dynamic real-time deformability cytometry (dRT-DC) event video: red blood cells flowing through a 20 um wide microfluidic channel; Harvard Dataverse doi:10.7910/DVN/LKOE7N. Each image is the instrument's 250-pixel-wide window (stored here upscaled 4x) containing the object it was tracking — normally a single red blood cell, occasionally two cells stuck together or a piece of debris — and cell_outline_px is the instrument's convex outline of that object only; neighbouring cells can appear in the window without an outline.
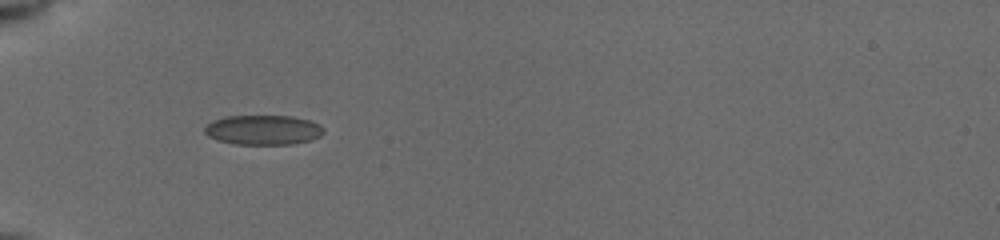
{"species": "common noctule bat (a hibernating species)", "species_latin": "Nyctalus noctula", "temperature_condition": "cold", "stored_images_in_passage": 32, "camera_frame_rate_fps": 3000, "um_per_image_px": 0.085, "animal": {"sex": "female", "body_mass_g": 19.5, "forearm_length_mm": 54.1}, "frame": {"image": 1, "passage_image": 1, "time_ms": 0.0, "image_size_px": [1000, 240], "cell_outline_px": [[324, 132], [320, 136], [308, 140], [292, 144], [236, 144], [216, 140], [208, 136], [204, 132], [204, 128], [212, 120], [224, 116], [292, 116], [308, 120], [320, 124], [324, 128]], "centroid_in_image_um": [22.35, 11.04], "position_along_channel_um": 62.7, "area_um2": 20.63}}
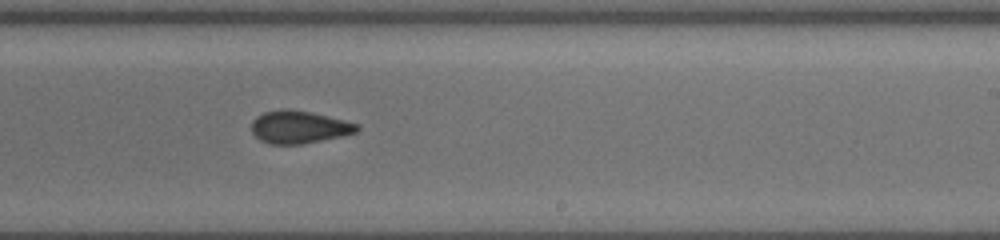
{"frame": {"image": 2, "passage_image": 14, "time_ms": 5.333, "image_size_px": [1000, 240], "cell_outline_px": [[360, 128], [356, 132], [340, 136], [300, 144], [268, 144], [260, 140], [252, 132], [252, 120], [256, 116], [264, 112], [280, 108], [288, 108], [312, 112], [360, 124]], "centroid_in_image_um": [25.39, 10.78], "position_along_channel_um": 263.6, "area_um2": 20.11}}
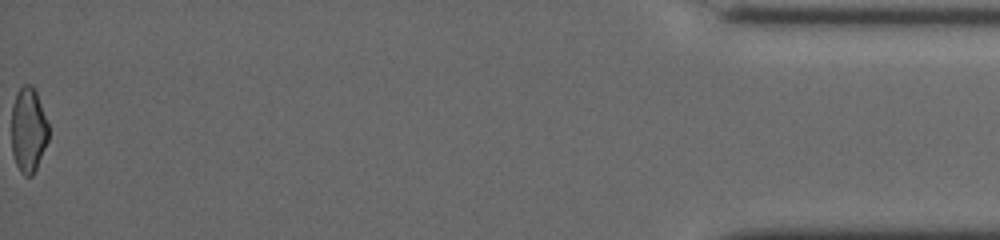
{"frame": {"image": 3, "passage_image": 32, "time_ms": 11.667, "image_size_px": [1000, 240], "cell_outline_px": [[48, 140], [36, 168], [32, 176], [24, 176], [20, 172], [16, 164], [12, 152], [12, 104], [20, 88], [24, 84], [32, 84], [36, 88], [48, 124]], "centroid_in_image_um": [2.41, 11.02], "position_along_channel_um": 432.8, "area_um2": 18.38}, "authors_computed_cell_mechanics": {"area_um2": 19.6809, "velocity_mm_per_s": 3.9538, "shape_relaxation_time_tau1_ms": null, "shape_relaxation_time_tau2_ms": 1.7522, "deformation_change_tau1": null, "deformation_change_tau2": 0.0777}}